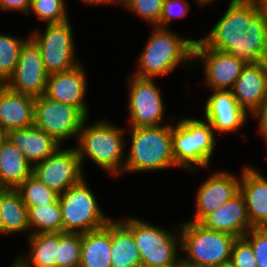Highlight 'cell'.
Returning <instances> with one entry per match:
<instances>
[{
  "label": "cell",
  "instance_id": "1",
  "mask_svg": "<svg viewBox=\"0 0 267 267\" xmlns=\"http://www.w3.org/2000/svg\"><path fill=\"white\" fill-rule=\"evenodd\" d=\"M224 13L198 37L208 48L223 51L246 64L267 61V18L254 0H228Z\"/></svg>",
  "mask_w": 267,
  "mask_h": 267
},
{
  "label": "cell",
  "instance_id": "2",
  "mask_svg": "<svg viewBox=\"0 0 267 267\" xmlns=\"http://www.w3.org/2000/svg\"><path fill=\"white\" fill-rule=\"evenodd\" d=\"M146 42L130 74L139 78L159 79L175 74L180 67L192 72L195 38L178 34L172 28L150 26ZM188 69V70H187Z\"/></svg>",
  "mask_w": 267,
  "mask_h": 267
},
{
  "label": "cell",
  "instance_id": "3",
  "mask_svg": "<svg viewBox=\"0 0 267 267\" xmlns=\"http://www.w3.org/2000/svg\"><path fill=\"white\" fill-rule=\"evenodd\" d=\"M87 118L74 145L85 173L87 161L94 163L113 179H121L124 171L127 127L108 118ZM91 121V122H90ZM122 125V126H121ZM86 161V162H85Z\"/></svg>",
  "mask_w": 267,
  "mask_h": 267
},
{
  "label": "cell",
  "instance_id": "4",
  "mask_svg": "<svg viewBox=\"0 0 267 267\" xmlns=\"http://www.w3.org/2000/svg\"><path fill=\"white\" fill-rule=\"evenodd\" d=\"M128 148V149H127ZM175 169L172 123L127 127L123 177L127 174L164 172Z\"/></svg>",
  "mask_w": 267,
  "mask_h": 267
},
{
  "label": "cell",
  "instance_id": "5",
  "mask_svg": "<svg viewBox=\"0 0 267 267\" xmlns=\"http://www.w3.org/2000/svg\"><path fill=\"white\" fill-rule=\"evenodd\" d=\"M185 113L176 116L172 123L173 156L177 171L180 169L195 177L210 169L218 139L209 122L201 116L189 117Z\"/></svg>",
  "mask_w": 267,
  "mask_h": 267
},
{
  "label": "cell",
  "instance_id": "6",
  "mask_svg": "<svg viewBox=\"0 0 267 267\" xmlns=\"http://www.w3.org/2000/svg\"><path fill=\"white\" fill-rule=\"evenodd\" d=\"M119 219L131 230L140 252L142 267H165L181 258L180 221L169 228L138 215Z\"/></svg>",
  "mask_w": 267,
  "mask_h": 267
},
{
  "label": "cell",
  "instance_id": "7",
  "mask_svg": "<svg viewBox=\"0 0 267 267\" xmlns=\"http://www.w3.org/2000/svg\"><path fill=\"white\" fill-rule=\"evenodd\" d=\"M181 258L187 267H219L230 262L236 237L205 228L200 223L180 221Z\"/></svg>",
  "mask_w": 267,
  "mask_h": 267
},
{
  "label": "cell",
  "instance_id": "8",
  "mask_svg": "<svg viewBox=\"0 0 267 267\" xmlns=\"http://www.w3.org/2000/svg\"><path fill=\"white\" fill-rule=\"evenodd\" d=\"M87 176L59 195L62 232L86 233L104 227L113 217L100 206Z\"/></svg>",
  "mask_w": 267,
  "mask_h": 267
},
{
  "label": "cell",
  "instance_id": "9",
  "mask_svg": "<svg viewBox=\"0 0 267 267\" xmlns=\"http://www.w3.org/2000/svg\"><path fill=\"white\" fill-rule=\"evenodd\" d=\"M157 80L139 78L130 73L126 75V127L159 126L173 123L176 119V116L167 117L168 107Z\"/></svg>",
  "mask_w": 267,
  "mask_h": 267
},
{
  "label": "cell",
  "instance_id": "10",
  "mask_svg": "<svg viewBox=\"0 0 267 267\" xmlns=\"http://www.w3.org/2000/svg\"><path fill=\"white\" fill-rule=\"evenodd\" d=\"M72 22L69 19L58 24H45L44 29L35 26L29 33L40 49L48 75L72 70L83 62L77 55L79 50Z\"/></svg>",
  "mask_w": 267,
  "mask_h": 267
},
{
  "label": "cell",
  "instance_id": "11",
  "mask_svg": "<svg viewBox=\"0 0 267 267\" xmlns=\"http://www.w3.org/2000/svg\"><path fill=\"white\" fill-rule=\"evenodd\" d=\"M86 119L87 117L72 105L51 100L45 95L35 98L34 126L42 129L59 145H68L72 139V144L75 145Z\"/></svg>",
  "mask_w": 267,
  "mask_h": 267
},
{
  "label": "cell",
  "instance_id": "12",
  "mask_svg": "<svg viewBox=\"0 0 267 267\" xmlns=\"http://www.w3.org/2000/svg\"><path fill=\"white\" fill-rule=\"evenodd\" d=\"M245 65L234 55L208 48L201 40H195L193 69L199 66L203 70L201 85L204 84V89L231 90Z\"/></svg>",
  "mask_w": 267,
  "mask_h": 267
},
{
  "label": "cell",
  "instance_id": "13",
  "mask_svg": "<svg viewBox=\"0 0 267 267\" xmlns=\"http://www.w3.org/2000/svg\"><path fill=\"white\" fill-rule=\"evenodd\" d=\"M33 174L58 194L78 184L84 177L75 146L61 145L45 160L33 166Z\"/></svg>",
  "mask_w": 267,
  "mask_h": 267
},
{
  "label": "cell",
  "instance_id": "14",
  "mask_svg": "<svg viewBox=\"0 0 267 267\" xmlns=\"http://www.w3.org/2000/svg\"><path fill=\"white\" fill-rule=\"evenodd\" d=\"M195 190L194 214L187 221L201 223L208 215L228 202L239 192L241 173L216 169L206 176Z\"/></svg>",
  "mask_w": 267,
  "mask_h": 267
},
{
  "label": "cell",
  "instance_id": "15",
  "mask_svg": "<svg viewBox=\"0 0 267 267\" xmlns=\"http://www.w3.org/2000/svg\"><path fill=\"white\" fill-rule=\"evenodd\" d=\"M48 76L40 49L29 37L21 47L13 75L5 84L14 92L37 98L45 94Z\"/></svg>",
  "mask_w": 267,
  "mask_h": 267
},
{
  "label": "cell",
  "instance_id": "16",
  "mask_svg": "<svg viewBox=\"0 0 267 267\" xmlns=\"http://www.w3.org/2000/svg\"><path fill=\"white\" fill-rule=\"evenodd\" d=\"M203 103V119L210 123L215 135L239 133L250 119L237 103L231 90H211ZM230 133V134H229Z\"/></svg>",
  "mask_w": 267,
  "mask_h": 267
},
{
  "label": "cell",
  "instance_id": "17",
  "mask_svg": "<svg viewBox=\"0 0 267 267\" xmlns=\"http://www.w3.org/2000/svg\"><path fill=\"white\" fill-rule=\"evenodd\" d=\"M82 64L84 62L66 72L50 74L44 95L51 100L72 105L90 118V105L87 102L89 74Z\"/></svg>",
  "mask_w": 267,
  "mask_h": 267
},
{
  "label": "cell",
  "instance_id": "18",
  "mask_svg": "<svg viewBox=\"0 0 267 267\" xmlns=\"http://www.w3.org/2000/svg\"><path fill=\"white\" fill-rule=\"evenodd\" d=\"M239 192L252 227H267V176L252 163L241 165Z\"/></svg>",
  "mask_w": 267,
  "mask_h": 267
},
{
  "label": "cell",
  "instance_id": "19",
  "mask_svg": "<svg viewBox=\"0 0 267 267\" xmlns=\"http://www.w3.org/2000/svg\"><path fill=\"white\" fill-rule=\"evenodd\" d=\"M231 91L239 106L251 116L267 99V61L246 64Z\"/></svg>",
  "mask_w": 267,
  "mask_h": 267
},
{
  "label": "cell",
  "instance_id": "20",
  "mask_svg": "<svg viewBox=\"0 0 267 267\" xmlns=\"http://www.w3.org/2000/svg\"><path fill=\"white\" fill-rule=\"evenodd\" d=\"M200 224L209 230L228 233L236 238L243 237L253 228L240 192L208 215Z\"/></svg>",
  "mask_w": 267,
  "mask_h": 267
},
{
  "label": "cell",
  "instance_id": "21",
  "mask_svg": "<svg viewBox=\"0 0 267 267\" xmlns=\"http://www.w3.org/2000/svg\"><path fill=\"white\" fill-rule=\"evenodd\" d=\"M35 98L5 86L0 92V126L6 131L34 125Z\"/></svg>",
  "mask_w": 267,
  "mask_h": 267
},
{
  "label": "cell",
  "instance_id": "22",
  "mask_svg": "<svg viewBox=\"0 0 267 267\" xmlns=\"http://www.w3.org/2000/svg\"><path fill=\"white\" fill-rule=\"evenodd\" d=\"M0 215L1 237L30 235L28 208L17 189L1 188Z\"/></svg>",
  "mask_w": 267,
  "mask_h": 267
},
{
  "label": "cell",
  "instance_id": "23",
  "mask_svg": "<svg viewBox=\"0 0 267 267\" xmlns=\"http://www.w3.org/2000/svg\"><path fill=\"white\" fill-rule=\"evenodd\" d=\"M7 139L34 166L50 156L59 145L51 136L36 126L7 132Z\"/></svg>",
  "mask_w": 267,
  "mask_h": 267
},
{
  "label": "cell",
  "instance_id": "24",
  "mask_svg": "<svg viewBox=\"0 0 267 267\" xmlns=\"http://www.w3.org/2000/svg\"><path fill=\"white\" fill-rule=\"evenodd\" d=\"M111 267H142L131 230L119 219H111Z\"/></svg>",
  "mask_w": 267,
  "mask_h": 267
},
{
  "label": "cell",
  "instance_id": "25",
  "mask_svg": "<svg viewBox=\"0 0 267 267\" xmlns=\"http://www.w3.org/2000/svg\"><path fill=\"white\" fill-rule=\"evenodd\" d=\"M32 173V164L7 139L0 146V187L17 189Z\"/></svg>",
  "mask_w": 267,
  "mask_h": 267
},
{
  "label": "cell",
  "instance_id": "26",
  "mask_svg": "<svg viewBox=\"0 0 267 267\" xmlns=\"http://www.w3.org/2000/svg\"><path fill=\"white\" fill-rule=\"evenodd\" d=\"M79 267H111V220L100 229L82 234Z\"/></svg>",
  "mask_w": 267,
  "mask_h": 267
},
{
  "label": "cell",
  "instance_id": "27",
  "mask_svg": "<svg viewBox=\"0 0 267 267\" xmlns=\"http://www.w3.org/2000/svg\"><path fill=\"white\" fill-rule=\"evenodd\" d=\"M26 240L27 252L19 253L32 267H56L58 232L30 234Z\"/></svg>",
  "mask_w": 267,
  "mask_h": 267
},
{
  "label": "cell",
  "instance_id": "28",
  "mask_svg": "<svg viewBox=\"0 0 267 267\" xmlns=\"http://www.w3.org/2000/svg\"><path fill=\"white\" fill-rule=\"evenodd\" d=\"M27 208L30 234L62 232V214L59 201Z\"/></svg>",
  "mask_w": 267,
  "mask_h": 267
},
{
  "label": "cell",
  "instance_id": "29",
  "mask_svg": "<svg viewBox=\"0 0 267 267\" xmlns=\"http://www.w3.org/2000/svg\"><path fill=\"white\" fill-rule=\"evenodd\" d=\"M18 37V35H11V33L0 32V80L6 81L13 75L22 45L29 38Z\"/></svg>",
  "mask_w": 267,
  "mask_h": 267
},
{
  "label": "cell",
  "instance_id": "30",
  "mask_svg": "<svg viewBox=\"0 0 267 267\" xmlns=\"http://www.w3.org/2000/svg\"><path fill=\"white\" fill-rule=\"evenodd\" d=\"M67 0H31L28 16L33 15L35 20L43 26L45 24H58L70 19Z\"/></svg>",
  "mask_w": 267,
  "mask_h": 267
},
{
  "label": "cell",
  "instance_id": "31",
  "mask_svg": "<svg viewBox=\"0 0 267 267\" xmlns=\"http://www.w3.org/2000/svg\"><path fill=\"white\" fill-rule=\"evenodd\" d=\"M17 190L27 207L42 206L59 201L60 194L46 187L33 173Z\"/></svg>",
  "mask_w": 267,
  "mask_h": 267
},
{
  "label": "cell",
  "instance_id": "32",
  "mask_svg": "<svg viewBox=\"0 0 267 267\" xmlns=\"http://www.w3.org/2000/svg\"><path fill=\"white\" fill-rule=\"evenodd\" d=\"M82 234L58 232L56 267H79Z\"/></svg>",
  "mask_w": 267,
  "mask_h": 267
},
{
  "label": "cell",
  "instance_id": "33",
  "mask_svg": "<svg viewBox=\"0 0 267 267\" xmlns=\"http://www.w3.org/2000/svg\"><path fill=\"white\" fill-rule=\"evenodd\" d=\"M165 0H131L126 11L141 19L148 26H157Z\"/></svg>",
  "mask_w": 267,
  "mask_h": 267
},
{
  "label": "cell",
  "instance_id": "34",
  "mask_svg": "<svg viewBox=\"0 0 267 267\" xmlns=\"http://www.w3.org/2000/svg\"><path fill=\"white\" fill-rule=\"evenodd\" d=\"M194 5L198 9L202 8L195 0ZM191 0H165L162 7V13L158 27L171 28L176 19H183L190 15ZM173 22V23H172Z\"/></svg>",
  "mask_w": 267,
  "mask_h": 267
},
{
  "label": "cell",
  "instance_id": "35",
  "mask_svg": "<svg viewBox=\"0 0 267 267\" xmlns=\"http://www.w3.org/2000/svg\"><path fill=\"white\" fill-rule=\"evenodd\" d=\"M229 264L232 267H258L251 244L244 237L233 241Z\"/></svg>",
  "mask_w": 267,
  "mask_h": 267
},
{
  "label": "cell",
  "instance_id": "36",
  "mask_svg": "<svg viewBox=\"0 0 267 267\" xmlns=\"http://www.w3.org/2000/svg\"><path fill=\"white\" fill-rule=\"evenodd\" d=\"M254 251L258 267H267V227H253L243 236Z\"/></svg>",
  "mask_w": 267,
  "mask_h": 267
},
{
  "label": "cell",
  "instance_id": "37",
  "mask_svg": "<svg viewBox=\"0 0 267 267\" xmlns=\"http://www.w3.org/2000/svg\"><path fill=\"white\" fill-rule=\"evenodd\" d=\"M252 121H255L254 132L263 139V142L267 146V99L262 103V105L250 116Z\"/></svg>",
  "mask_w": 267,
  "mask_h": 267
},
{
  "label": "cell",
  "instance_id": "38",
  "mask_svg": "<svg viewBox=\"0 0 267 267\" xmlns=\"http://www.w3.org/2000/svg\"><path fill=\"white\" fill-rule=\"evenodd\" d=\"M31 7V0H0V12L11 14L20 12L21 15L28 16Z\"/></svg>",
  "mask_w": 267,
  "mask_h": 267
},
{
  "label": "cell",
  "instance_id": "39",
  "mask_svg": "<svg viewBox=\"0 0 267 267\" xmlns=\"http://www.w3.org/2000/svg\"><path fill=\"white\" fill-rule=\"evenodd\" d=\"M130 2H131V0H101V6L102 7L108 6L110 8H111V6L112 7L115 6L117 8H119V6H120V8L126 9L129 6Z\"/></svg>",
  "mask_w": 267,
  "mask_h": 267
},
{
  "label": "cell",
  "instance_id": "40",
  "mask_svg": "<svg viewBox=\"0 0 267 267\" xmlns=\"http://www.w3.org/2000/svg\"><path fill=\"white\" fill-rule=\"evenodd\" d=\"M10 263L8 267H32L20 253L13 256Z\"/></svg>",
  "mask_w": 267,
  "mask_h": 267
},
{
  "label": "cell",
  "instance_id": "41",
  "mask_svg": "<svg viewBox=\"0 0 267 267\" xmlns=\"http://www.w3.org/2000/svg\"><path fill=\"white\" fill-rule=\"evenodd\" d=\"M81 4L85 7L101 6V0H80Z\"/></svg>",
  "mask_w": 267,
  "mask_h": 267
},
{
  "label": "cell",
  "instance_id": "42",
  "mask_svg": "<svg viewBox=\"0 0 267 267\" xmlns=\"http://www.w3.org/2000/svg\"><path fill=\"white\" fill-rule=\"evenodd\" d=\"M257 3L260 11L266 16L267 18V0H254Z\"/></svg>",
  "mask_w": 267,
  "mask_h": 267
},
{
  "label": "cell",
  "instance_id": "43",
  "mask_svg": "<svg viewBox=\"0 0 267 267\" xmlns=\"http://www.w3.org/2000/svg\"><path fill=\"white\" fill-rule=\"evenodd\" d=\"M203 9L204 7L207 8V6L209 7V5H213V3H217L220 0H195Z\"/></svg>",
  "mask_w": 267,
  "mask_h": 267
},
{
  "label": "cell",
  "instance_id": "44",
  "mask_svg": "<svg viewBox=\"0 0 267 267\" xmlns=\"http://www.w3.org/2000/svg\"><path fill=\"white\" fill-rule=\"evenodd\" d=\"M7 140V132L0 126V146Z\"/></svg>",
  "mask_w": 267,
  "mask_h": 267
},
{
  "label": "cell",
  "instance_id": "45",
  "mask_svg": "<svg viewBox=\"0 0 267 267\" xmlns=\"http://www.w3.org/2000/svg\"><path fill=\"white\" fill-rule=\"evenodd\" d=\"M165 267H187V265L184 263L183 259L180 258L177 262H175L174 264H171L169 266H165Z\"/></svg>",
  "mask_w": 267,
  "mask_h": 267
},
{
  "label": "cell",
  "instance_id": "46",
  "mask_svg": "<svg viewBox=\"0 0 267 267\" xmlns=\"http://www.w3.org/2000/svg\"><path fill=\"white\" fill-rule=\"evenodd\" d=\"M6 86L5 82L0 80V92Z\"/></svg>",
  "mask_w": 267,
  "mask_h": 267
},
{
  "label": "cell",
  "instance_id": "47",
  "mask_svg": "<svg viewBox=\"0 0 267 267\" xmlns=\"http://www.w3.org/2000/svg\"><path fill=\"white\" fill-rule=\"evenodd\" d=\"M219 267H232L230 264L219 266Z\"/></svg>",
  "mask_w": 267,
  "mask_h": 267
}]
</instances>
